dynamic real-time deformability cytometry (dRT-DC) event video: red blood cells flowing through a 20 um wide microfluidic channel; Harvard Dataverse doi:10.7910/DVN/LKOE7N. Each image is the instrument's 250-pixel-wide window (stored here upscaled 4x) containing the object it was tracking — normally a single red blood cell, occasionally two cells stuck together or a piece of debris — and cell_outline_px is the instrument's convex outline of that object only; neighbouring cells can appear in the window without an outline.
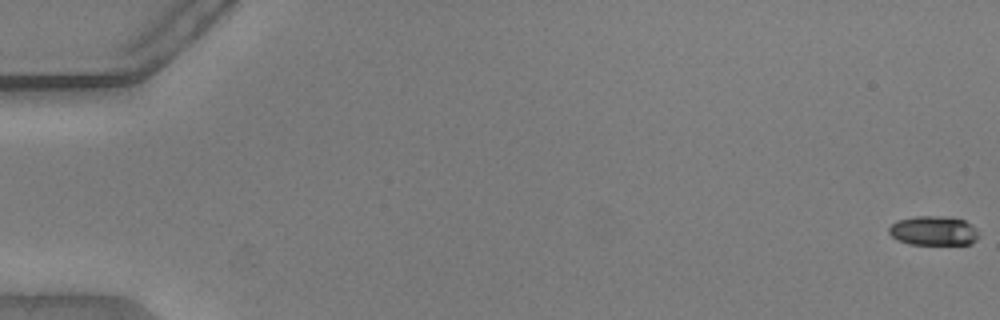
{"species": "common noctule bat (a hibernating species)", "species_latin": "Nyctalus noctula", "temperature_condition": "warm", "stored_images_in_passage": 55, "camera_frame_rate_fps": 3000, "um_per_image_px": 0.085, "animal": {"sex": "male", "body_mass_g": 20.5, "forearm_length_mm": 52.5}, "frame": {"image": 1, "passage_image": 1, "time_ms": 0.0, "image_size_px": [1000, 320], "cell_outline_px": [[980, 236], [972, 244], [908, 244], [892, 236], [888, 232], [888, 228], [896, 220], [916, 216], [948, 216], [964, 220], [976, 228]], "centroid_in_image_um": [79.37, 19.6], "position_along_channel_um": 5.6, "area_um2": 15.49}}
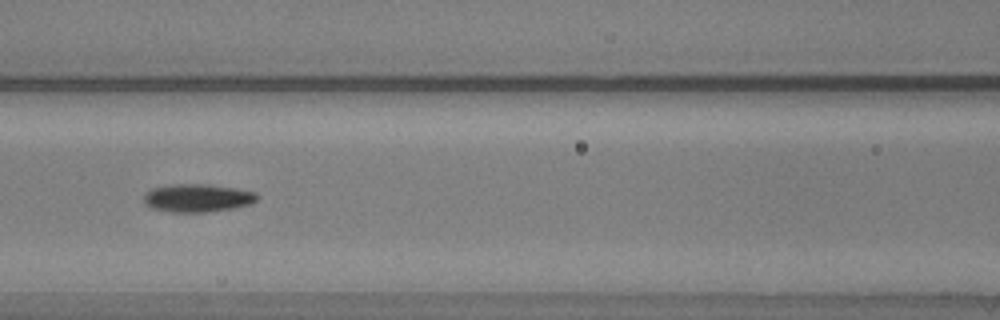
{"frame": {"image": 2, "passage_image": 26, "time_ms": 8.333, "image_size_px": [1000, 320], "cell_outline_px": [[260, 196], [252, 204], [232, 208], [208, 212], [172, 212], [148, 208], [144, 204], [144, 196], [152, 188], [176, 184], [204, 184], [236, 188], [256, 192]], "centroid_in_image_um": [16.8, 16.84], "position_along_channel_um": 149.8, "area_um2": 18.61}}
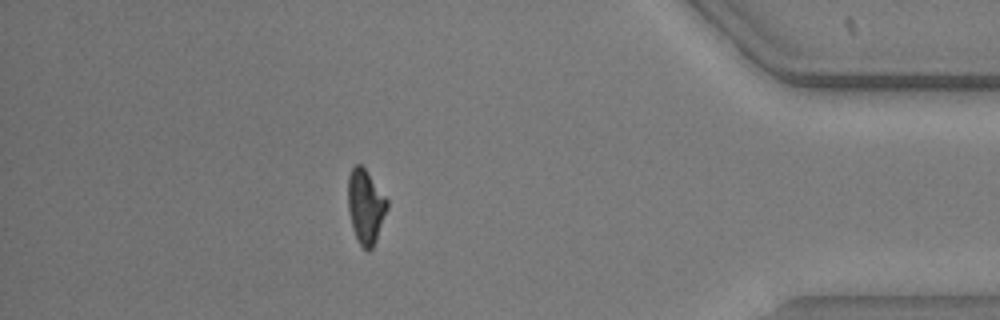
{"frame": {"image": 3, "passage_image": 49, "time_ms": 16.0, "image_size_px": [1000, 320], "cell_outline_px": [[388, 208], [376, 240], [372, 248], [368, 252], [360, 244], [352, 228], [348, 208], [348, 176], [352, 168], [356, 164], [360, 164], [364, 168], [388, 200]], "centroid_in_image_um": [31.07, 17.56], "position_along_channel_um": 404.1, "area_um2": 16.76}, "authors_computed_cell_mechanics": {"area_um2": 17.2822, "velocity_mm_per_s": 3.8197, "shape_relaxation_time_tau1_ms": 5.4642, "shape_relaxation_time_tau2_ms": 2.7566, "deformation_change_tau1": 0.1751, "deformation_change_tau2": 0.0902}}